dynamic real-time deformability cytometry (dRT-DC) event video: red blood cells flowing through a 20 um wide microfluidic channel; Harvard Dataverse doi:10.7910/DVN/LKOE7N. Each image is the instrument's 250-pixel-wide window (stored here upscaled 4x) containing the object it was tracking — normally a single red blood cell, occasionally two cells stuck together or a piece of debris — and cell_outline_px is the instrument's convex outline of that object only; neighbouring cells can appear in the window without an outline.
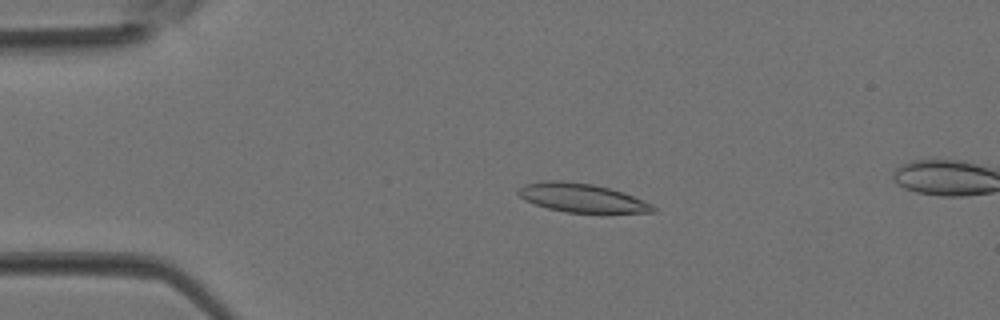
{"species": "Egyptian fruit bat (a non-hibernating species)", "species_latin": "Rousettus aegyptiacus", "temperature_condition": "room temperature", "stored_images_in_passage": 4, "camera_frame_rate_fps": 3000, "um_per_image_px": 0.085, "animal": {"sex": "female"}, "frame": {"image": 1, "passage_image": 3, "time_ms": 0.667, "image_size_px": [1000, 320], "cell_outline_px": [[656, 212], [564, 212], [548, 208], [524, 200], [516, 192], [524, 184], [540, 180], [560, 180], [592, 184], [608, 188], [632, 196], [652, 204], [656, 208]], "centroid_in_image_um": [49.38, 16.8], "position_along_channel_um": 35.6, "area_um2": 22.25}}